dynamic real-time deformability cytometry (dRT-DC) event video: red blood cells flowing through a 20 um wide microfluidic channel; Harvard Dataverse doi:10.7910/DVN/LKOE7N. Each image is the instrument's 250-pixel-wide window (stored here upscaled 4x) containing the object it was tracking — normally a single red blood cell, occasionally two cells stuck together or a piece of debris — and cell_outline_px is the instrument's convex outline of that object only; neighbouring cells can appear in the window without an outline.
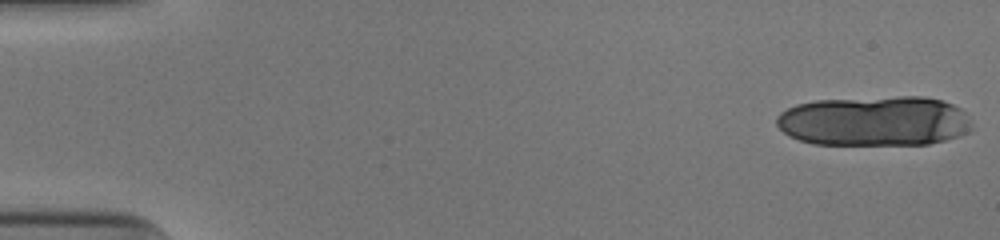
{"species": "human", "species_latin": "Homo sapiens", "temperature_condition": "cold", "stored_images_in_passage": 16, "camera_frame_rate_fps": 3000, "um_per_image_px": 0.085, "donor": {"sex": "male"}, "frame": {"image": 1, "passage_image": 1, "time_ms": 0.0, "image_size_px": [1000, 240], "cell_outline_px": [[972, 132], [960, 136], [928, 144], [812, 144], [788, 136], [776, 124], [776, 116], [780, 112], [796, 104], [816, 100], [900, 96], [924, 96], [944, 100], [960, 108], [964, 112], [972, 124]], "centroid_in_image_um": [74.34, 10.28], "position_along_channel_um": 10.7, "area_um2": 57.4}}